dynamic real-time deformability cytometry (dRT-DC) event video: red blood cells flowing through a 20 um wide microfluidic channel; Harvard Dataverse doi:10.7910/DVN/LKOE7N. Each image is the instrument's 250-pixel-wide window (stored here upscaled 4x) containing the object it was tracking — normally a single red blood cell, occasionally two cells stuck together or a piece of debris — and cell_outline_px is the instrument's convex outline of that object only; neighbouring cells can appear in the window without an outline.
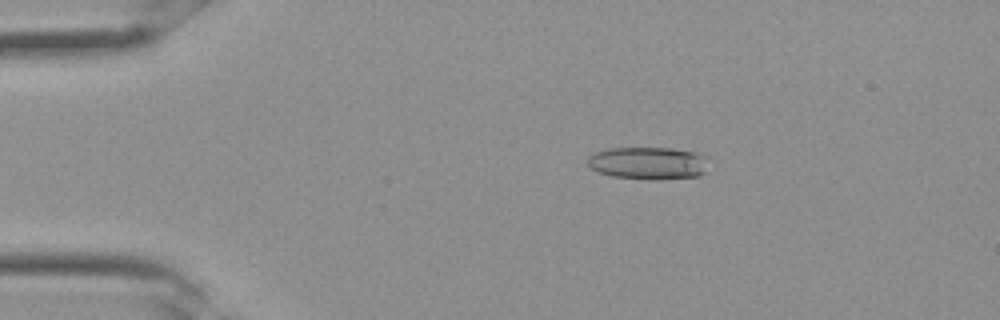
{"species": "Egyptian fruit bat (a non-hibernating species)", "species_latin": "Rousettus aegyptiacus", "temperature_condition": "room temperature", "stored_images_in_passage": 32, "camera_frame_rate_fps": 3000, "um_per_image_px": 0.085, "frame": {"image": 1, "passage_image": 6, "time_ms": 1.667, "image_size_px": [1000, 320], "cell_outline_px": [[704, 172], [700, 176], [660, 180], [656, 180], [612, 176], [600, 172], [592, 168], [588, 164], [588, 156], [596, 152], [608, 148], [672, 148], [692, 152], [704, 156]], "centroid_in_image_um": [55.06, 13.87], "position_along_channel_um": 29.9, "area_um2": 22.6}}
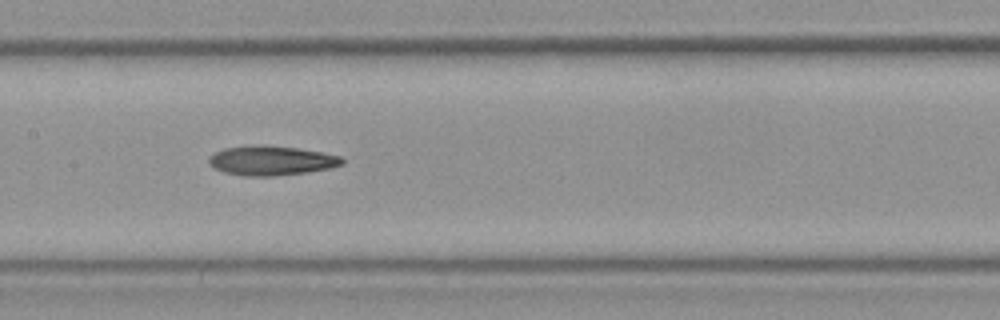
{"frame": {"image": 2, "passage_image": 16, "time_ms": 5.0, "image_size_px": [1000, 320], "cell_outline_px": [[344, 164], [328, 168], [308, 172], [276, 176], [240, 176], [224, 172], [212, 168], [208, 164], [208, 156], [224, 148], [252, 144], [264, 144], [296, 148], [324, 152], [340, 156], [344, 160]], "centroid_in_image_um": [23.01, 13.64], "position_along_channel_um": 184.4, "area_um2": 23.35}}
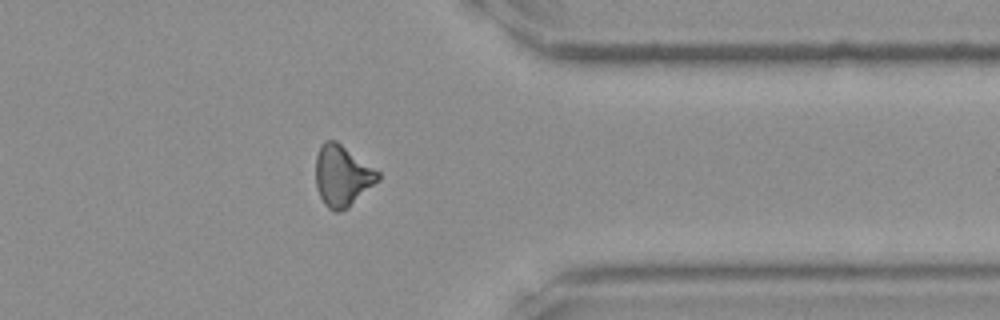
{"frame": {"image": 3, "passage_image": 26, "time_ms": 8.333, "image_size_px": [1000, 320], "cell_outline_px": [[380, 180], [348, 208], [340, 212], [332, 212], [324, 204], [316, 188], [316, 156], [320, 144], [324, 140], [336, 140], [380, 172]], "centroid_in_image_um": [29.09, 14.95], "position_along_channel_um": 382.3, "area_um2": 22.43}}